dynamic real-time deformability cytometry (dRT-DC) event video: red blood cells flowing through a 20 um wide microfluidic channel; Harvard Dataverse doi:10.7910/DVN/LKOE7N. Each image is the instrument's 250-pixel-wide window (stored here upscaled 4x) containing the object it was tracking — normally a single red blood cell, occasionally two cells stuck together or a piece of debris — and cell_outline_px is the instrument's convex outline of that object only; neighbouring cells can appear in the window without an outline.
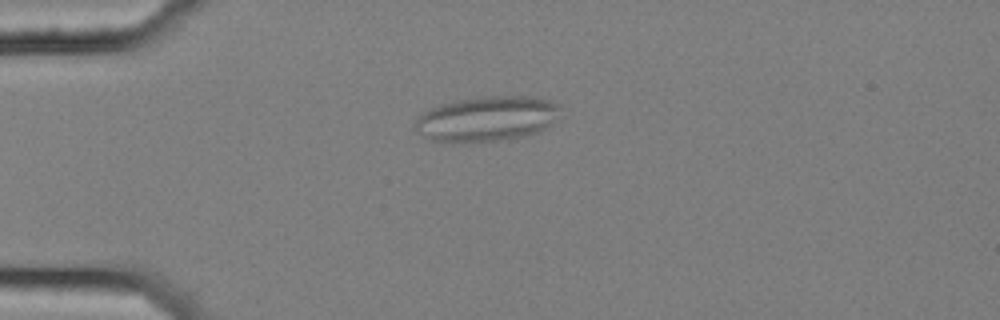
{"species": "common noctule bat (a hibernating species)", "species_latin": "Nyctalus noctula", "temperature_condition": "cold", "stored_images_in_passage": 54, "camera_frame_rate_fps": 3000, "um_per_image_px": 0.085, "animal": {"sex": "female", "body_mass_g": 25.1}, "frame": {"image": 1, "passage_image": 12, "time_ms": 3.667, "image_size_px": [1000, 320], "cell_outline_px": [[560, 120], [528, 136], [508, 140], [452, 144], [432, 140], [416, 132], [412, 128], [412, 124], [416, 116], [440, 104], [456, 100], [480, 96], [536, 96], [552, 100], [560, 104]], "centroid_in_image_um": [41.39, 10.11], "position_along_channel_um": 43.6, "area_um2": 39.59}}
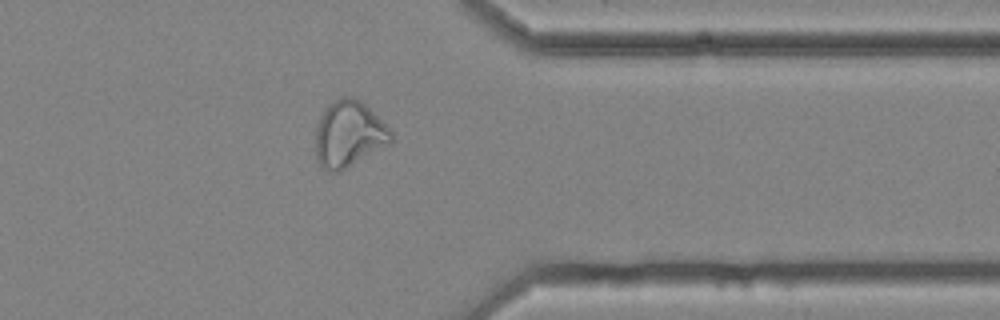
{"frame": {"image": 2, "passage_image": 43, "time_ms": 14.0, "image_size_px": [1000, 320], "cell_outline_px": [[392, 140], [388, 144], [340, 172], [332, 172], [320, 168], [316, 160], [316, 128], [320, 116], [324, 108], [332, 100], [340, 96], [352, 96], [360, 100], [392, 128]], "centroid_in_image_um": [29.64, 11.38], "position_along_channel_um": 381.8, "area_um2": 29.54}}
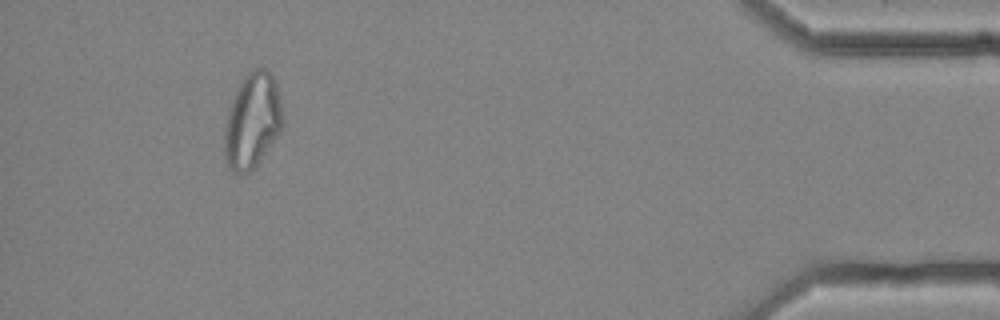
{"frame": {"image": 3, "passage_image": 50, "time_ms": 16.333, "image_size_px": [1000, 320], "cell_outline_px": [[284, 124], [280, 132], [256, 164], [248, 172], [240, 176], [232, 172], [228, 168], [224, 160], [224, 128], [228, 112], [232, 100], [244, 76], [252, 68], [264, 68], [272, 76], [276, 84], [280, 100]], "centroid_in_image_um": [21.42, 10.3], "position_along_channel_um": 413.8, "area_um2": 32.25}, "authors_computed_cell_mechanics": {"area_um2": 29.5647, "velocity_mm_per_s": 3.5828, "shape_relaxation_time_tau1_ms": null, "shape_relaxation_time_tau2_ms": 3.5136, "deformation_change_tau1": null, "deformation_change_tau2": 0.1116}}